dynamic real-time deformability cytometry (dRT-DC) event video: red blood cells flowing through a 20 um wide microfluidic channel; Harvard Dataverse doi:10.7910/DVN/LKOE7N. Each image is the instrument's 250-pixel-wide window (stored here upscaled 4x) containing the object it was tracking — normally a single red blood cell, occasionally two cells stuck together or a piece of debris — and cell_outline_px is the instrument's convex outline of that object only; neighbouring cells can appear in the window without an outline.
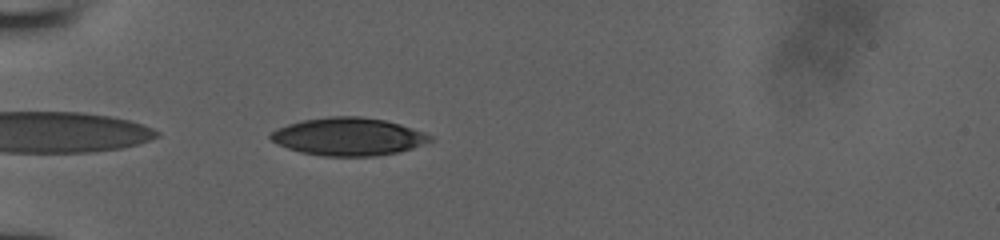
{"species": "human", "species_latin": "Homo sapiens", "temperature_condition": "room temperature", "stored_images_in_passage": 35, "camera_frame_rate_fps": 3000, "um_per_image_px": 0.085, "donor": {"sex": "male"}, "frame": {"image": 1, "passage_image": 1, "time_ms": 0.0, "image_size_px": [1000, 240], "cell_outline_px": [[432, 140], [412, 148], [396, 152], [372, 156], [324, 156], [300, 152], [288, 148], [272, 140], [268, 136], [276, 128], [288, 124], [304, 120], [328, 116], [360, 116], [384, 120], [400, 124], [424, 132], [432, 136]], "centroid_in_image_um": [29.6, 11.6], "position_along_channel_um": 55.4, "area_um2": 34.85}}
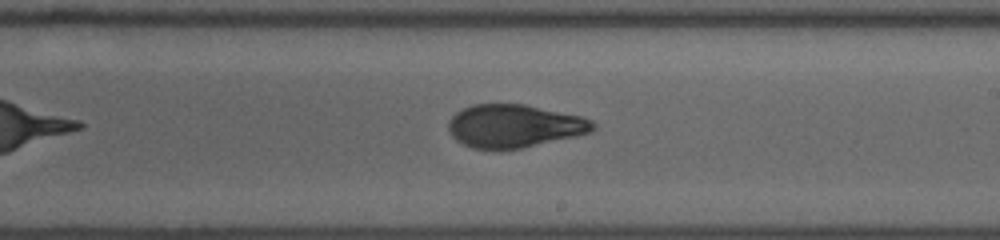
{"frame": {"image": 2, "passage_image": 16, "time_ms": 5.0, "image_size_px": [1000, 240], "cell_outline_px": [[596, 128], [588, 132], [576, 136], [520, 148], [496, 152], [472, 148], [456, 140], [452, 136], [448, 128], [448, 120], [456, 112], [472, 104], [524, 104], [580, 116], [592, 120], [596, 124]], "centroid_in_image_um": [43.67, 10.73], "position_along_channel_um": 245.3, "area_um2": 36.53}}
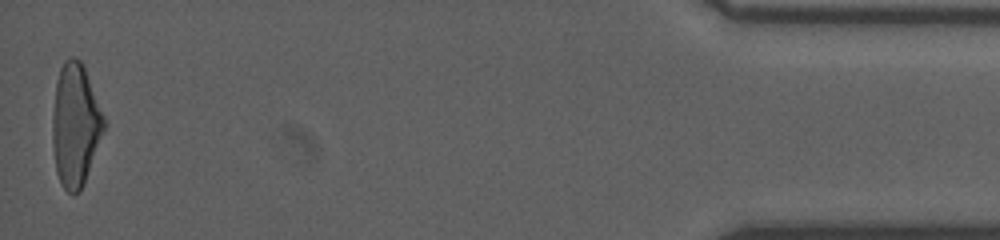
{"frame": {"image": 3, "passage_image": 35, "time_ms": 11.333, "image_size_px": [1000, 240], "cell_outline_px": [[104, 128], [84, 180], [80, 188], [72, 196], [60, 184], [56, 172], [52, 144], [52, 112], [56, 80], [60, 68], [64, 60], [68, 56], [72, 56], [80, 60], [84, 68], [104, 116]], "centroid_in_image_um": [6.35, 10.59], "position_along_channel_um": 428.8, "area_um2": 36.3}}